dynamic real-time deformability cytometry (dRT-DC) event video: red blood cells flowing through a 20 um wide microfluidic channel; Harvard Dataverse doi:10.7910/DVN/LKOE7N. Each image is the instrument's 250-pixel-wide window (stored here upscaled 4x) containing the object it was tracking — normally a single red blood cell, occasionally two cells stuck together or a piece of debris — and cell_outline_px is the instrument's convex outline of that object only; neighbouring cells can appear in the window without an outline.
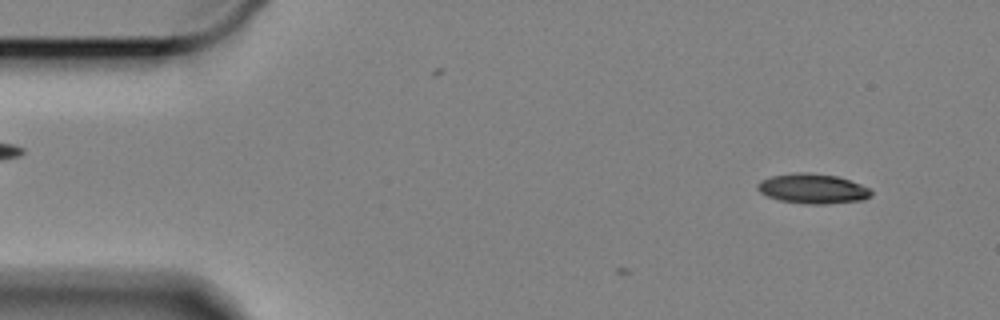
{"species": "Egyptian fruit bat (a non-hibernating species)", "species_latin": "Rousettus aegyptiacus", "temperature_condition": "cold", "stored_images_in_passage": 8, "camera_frame_rate_fps": 3000, "um_per_image_px": 0.085, "animal": {"sex": "female"}, "frame": {"image": 1, "passage_image": 3, "time_ms": 0.667, "image_size_px": [1000, 320], "cell_outline_px": [[872, 196], [860, 200], [824, 204], [808, 204], [780, 200], [768, 196], [760, 192], [756, 188], [756, 184], [760, 180], [772, 176], [796, 172], [808, 172], [836, 176], [860, 184], [868, 188], [872, 192]], "centroid_in_image_um": [69.04, 16.03], "position_along_channel_um": 16.0, "area_um2": 19.59}}